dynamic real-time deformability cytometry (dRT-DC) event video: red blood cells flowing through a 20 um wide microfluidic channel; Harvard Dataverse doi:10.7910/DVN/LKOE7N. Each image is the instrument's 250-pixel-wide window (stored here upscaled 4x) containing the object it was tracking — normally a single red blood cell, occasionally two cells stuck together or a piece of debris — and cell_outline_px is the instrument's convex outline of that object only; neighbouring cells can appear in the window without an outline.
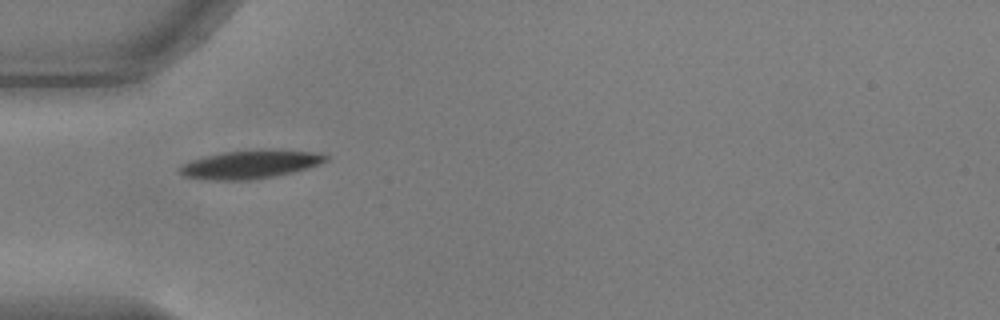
{"species": "common noctule bat (a hibernating species)", "species_latin": "Nyctalus noctula", "temperature_condition": "warm", "stored_images_in_passage": 38, "camera_frame_rate_fps": 3000, "um_per_image_px": 0.085, "animal": {"sex": "male", "body_mass_g": 17.9, "forearm_length_mm": 54.2}, "frame": {"image": 1, "passage_image": 1, "time_ms": 0.0, "image_size_px": [1000, 320], "cell_outline_px": [[328, 160], [320, 164], [308, 168], [276, 176], [256, 180], [204, 180], [184, 176], [176, 168], [180, 164], [204, 156], [224, 152], [264, 148], [320, 152], [328, 156]], "centroid_in_image_um": [21.28, 13.96], "position_along_channel_um": 63.7, "area_um2": 24.8}}
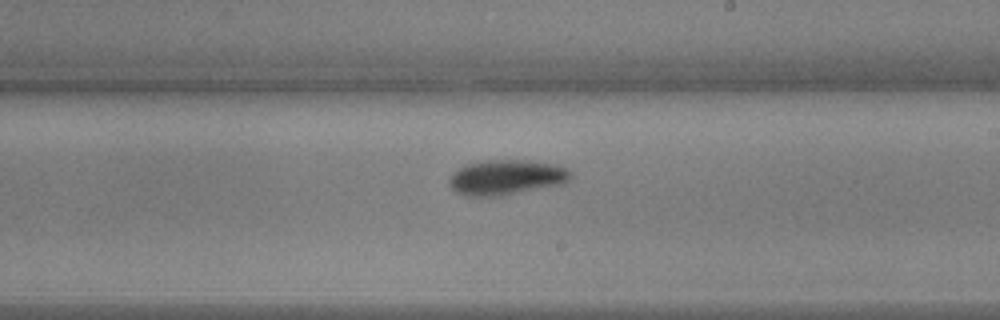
{"frame": {"image": 2, "passage_image": 16, "time_ms": 5.0, "image_size_px": [1000, 320], "cell_outline_px": [[572, 176], [564, 184], [504, 196], [468, 196], [456, 192], [448, 184], [448, 180], [460, 168], [468, 164], [488, 160], [528, 160], [556, 164], [572, 172]], "centroid_in_image_um": [43.09, 15.09], "position_along_channel_um": 245.9, "area_um2": 24.91}}
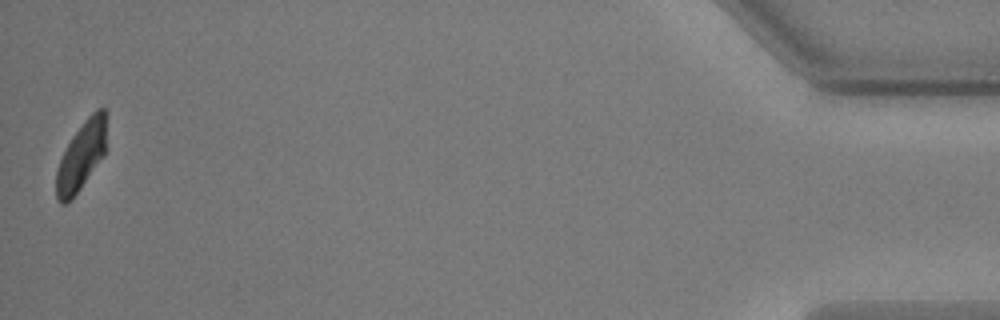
{"frame": {"image": 3, "passage_image": 38, "time_ms": 12.333, "image_size_px": [1000, 320], "cell_outline_px": [[108, 116], [104, 156], [72, 200], [68, 204], [60, 204], [56, 200], [56, 172], [60, 160], [72, 136], [84, 120], [96, 108], [104, 108], [108, 112]], "centroid_in_image_um": [6.94, 13.24], "position_along_channel_um": 428.3, "area_um2": 20.52}, "authors_computed_cell_mechanics": {"area_um2": 23.3223, "velocity_mm_per_s": 3.6806, "shape_relaxation_time_tau1_ms": 2.8658, "shape_relaxation_time_tau2_ms": 9.3766, "deformation_change_tau1": 0.1791, "deformation_change_tau2": 0.1163}}